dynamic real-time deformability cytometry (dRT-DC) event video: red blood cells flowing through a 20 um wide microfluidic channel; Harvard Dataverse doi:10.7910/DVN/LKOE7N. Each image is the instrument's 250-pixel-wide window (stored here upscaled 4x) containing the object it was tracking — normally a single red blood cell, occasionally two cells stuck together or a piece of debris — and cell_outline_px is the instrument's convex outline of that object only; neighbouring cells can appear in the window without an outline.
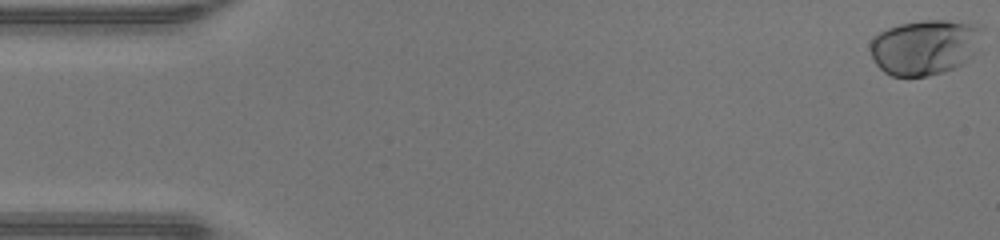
{"species": "human", "species_latin": "Homo sapiens", "temperature_condition": "warm", "stored_images_in_passage": 48, "camera_frame_rate_fps": 3000, "um_per_image_px": 0.085, "donor": {"sex": "male"}, "frame": {"image": 1, "passage_image": 1, "time_ms": 0.0, "image_size_px": [1000, 240], "cell_outline_px": [[984, 28], [980, 48], [972, 56], [956, 68], [928, 76], [892, 76], [884, 72], [876, 64], [872, 56], [868, 44], [880, 32], [888, 28], [900, 24], [924, 20], [944, 20], [980, 24]], "centroid_in_image_um": [78.66, 3.99], "position_along_channel_um": 6.3, "area_um2": 36.53}}
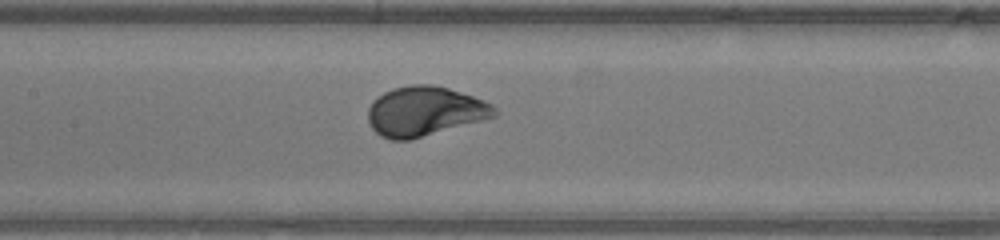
{"frame": {"image": 2, "passage_image": 23, "time_ms": 7.333, "image_size_px": [1000, 240], "cell_outline_px": [[500, 112], [496, 116], [408, 140], [392, 140], [380, 136], [372, 128], [368, 120], [368, 108], [372, 100], [384, 92], [392, 88], [412, 84], [432, 84], [448, 88], [484, 100], [492, 104]], "centroid_in_image_um": [36.08, 9.44], "position_along_channel_um": 171.3, "area_um2": 36.41}}
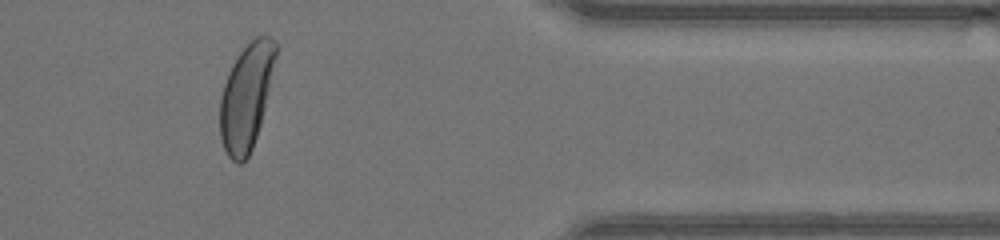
{"frame": {"image": 3, "passage_image": 40, "time_ms": 13.0, "image_size_px": [1000, 240], "cell_outline_px": [[276, 56], [264, 108], [260, 124], [252, 148], [248, 156], [240, 164], [236, 164], [228, 156], [224, 148], [220, 136], [220, 96], [228, 72], [232, 64], [240, 52], [256, 36], [268, 36], [276, 40]], "centroid_in_image_um": [20.91, 8.23], "position_along_channel_um": 390.5, "area_um2": 33.87}, "authors_computed_cell_mechanics": {"area_um2": 36.0961, "velocity_mm_per_s": 4.33, "shape_relaxation_time_tau1_ms": 1.9007, "shape_relaxation_time_tau2_ms": null, "deformation_change_tau1": 0.1528, "deformation_change_tau2": null}}